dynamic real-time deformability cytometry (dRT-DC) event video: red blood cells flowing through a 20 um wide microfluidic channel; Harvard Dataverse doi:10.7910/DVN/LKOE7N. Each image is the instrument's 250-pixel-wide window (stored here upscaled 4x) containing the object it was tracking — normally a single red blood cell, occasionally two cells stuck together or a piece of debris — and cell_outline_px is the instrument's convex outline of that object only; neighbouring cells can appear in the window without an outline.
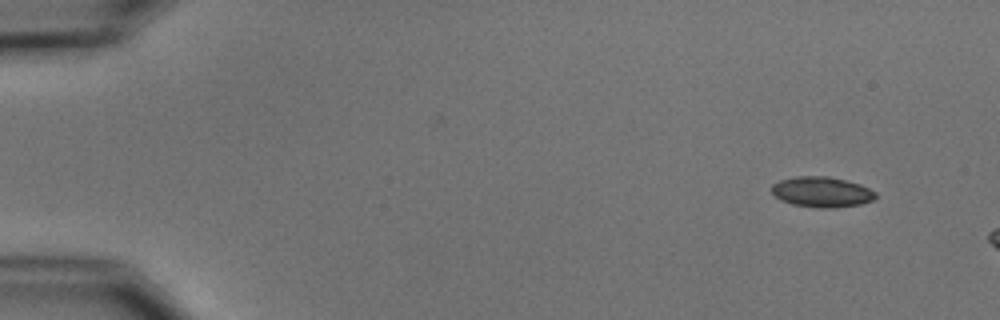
{"species": "common noctule bat (a hibernating species)", "species_latin": "Nyctalus noctula", "temperature_condition": "cold", "stored_images_in_passage": 2, "camera_frame_rate_fps": 3000, "um_per_image_px": 0.085, "animal": {"sex": "male", "body_mass_g": 15.6}, "frame": {"image": 1, "passage_image": 2, "time_ms": 2.0, "image_size_px": [1000, 320], "cell_outline_px": [[876, 196], [872, 200], [860, 204], [836, 208], [820, 208], [792, 204], [780, 200], [772, 192], [772, 184], [780, 180], [796, 176], [828, 176], [860, 184], [876, 192]], "centroid_in_image_um": [69.84, 16.32], "position_along_channel_um": 15.2, "area_um2": 18.38}}